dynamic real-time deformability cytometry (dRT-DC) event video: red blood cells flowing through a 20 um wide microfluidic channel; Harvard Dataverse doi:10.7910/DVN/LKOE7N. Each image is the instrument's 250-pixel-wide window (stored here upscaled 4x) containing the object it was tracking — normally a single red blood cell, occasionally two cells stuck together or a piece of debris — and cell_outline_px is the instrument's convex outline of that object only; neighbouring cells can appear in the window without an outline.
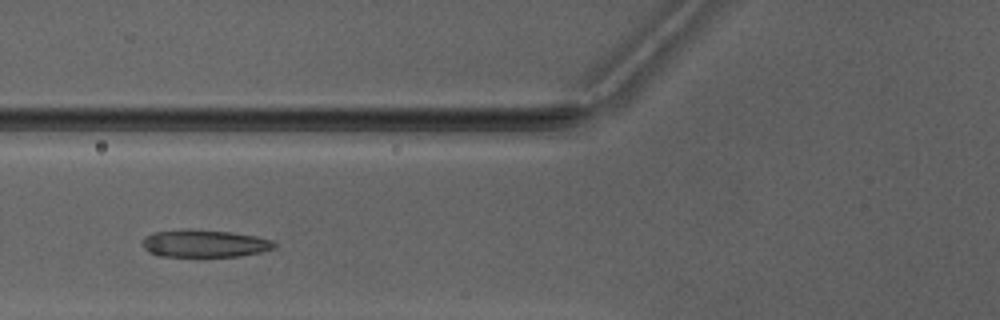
{"species": "Egyptian fruit bat (a non-hibernating species)", "species_latin": "Rousettus aegyptiacus", "temperature_condition": "warm", "stored_images_in_passage": 4, "camera_frame_rate_fps": 3000, "um_per_image_px": 0.085, "animal": {"sex": "male"}, "frame": {"image": 1, "passage_image": 3, "time_ms": 2.333, "image_size_px": [1000, 320], "cell_outline_px": [[276, 248], [260, 252], [240, 256], [160, 256], [148, 252], [140, 244], [144, 236], [152, 232], [188, 228], [232, 232], [256, 236], [272, 240], [276, 244]], "centroid_in_image_um": [17.34, 20.68], "position_along_channel_um": 108.5, "area_um2": 21.44}}
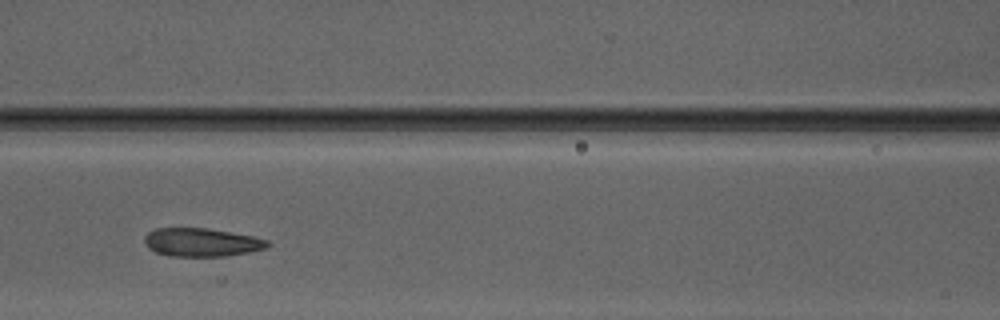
{"frame": {"image": 2, "passage_image": 4, "time_ms": 3.333, "image_size_px": [1000, 320], "cell_outline_px": [[272, 244], [268, 248], [248, 252], [224, 256], [168, 256], [156, 252], [148, 248], [144, 244], [144, 236], [148, 232], [156, 228], [208, 228], [252, 236], [268, 240]], "centroid_in_image_um": [17.13, 20.59], "position_along_channel_um": 149.5, "area_um2": 20.46}}